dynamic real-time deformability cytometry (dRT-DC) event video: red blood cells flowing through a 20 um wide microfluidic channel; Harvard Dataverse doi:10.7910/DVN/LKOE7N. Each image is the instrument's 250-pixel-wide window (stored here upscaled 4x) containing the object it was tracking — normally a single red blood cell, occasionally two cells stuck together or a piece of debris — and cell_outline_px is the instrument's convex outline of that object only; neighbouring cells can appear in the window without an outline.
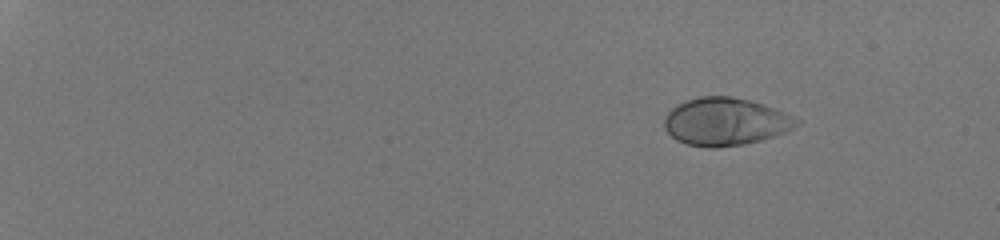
{"species": "human", "species_latin": "Homo sapiens", "temperature_condition": "room temperature", "stored_images_in_passage": 47, "camera_frame_rate_fps": 3000, "um_per_image_px": 0.085, "donor": {"sex": "male"}, "frame": {"image": 1, "passage_image": 1, "time_ms": 0.0, "image_size_px": [1000, 240], "cell_outline_px": [[800, 124], [784, 132], [760, 140], [744, 144], [716, 148], [708, 148], [684, 144], [676, 140], [664, 128], [664, 116], [672, 108], [688, 100], [700, 96], [728, 96], [748, 100], [764, 104], [784, 112], [800, 120]], "centroid_in_image_um": [61.64, 10.35], "position_along_channel_um": 23.4, "area_um2": 36.65}}
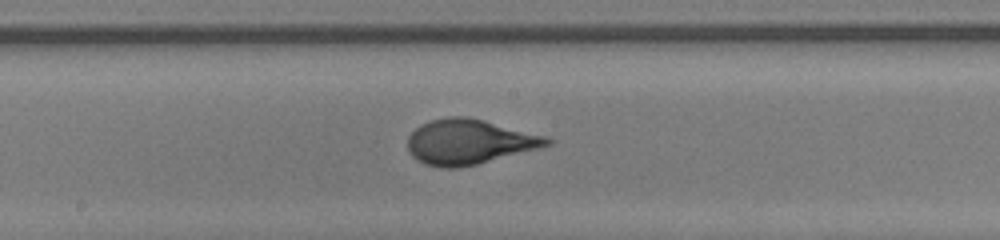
{"frame": {"image": 2, "passage_image": 27, "time_ms": 8.667, "image_size_px": [1000, 240], "cell_outline_px": [[556, 140], [552, 144], [476, 164], [456, 168], [440, 168], [424, 164], [416, 160], [408, 152], [408, 136], [420, 124], [428, 120], [448, 116], [468, 116], [548, 136]], "centroid_in_image_um": [39.85, 12.04], "position_along_channel_um": 208.3, "area_um2": 36.7}}
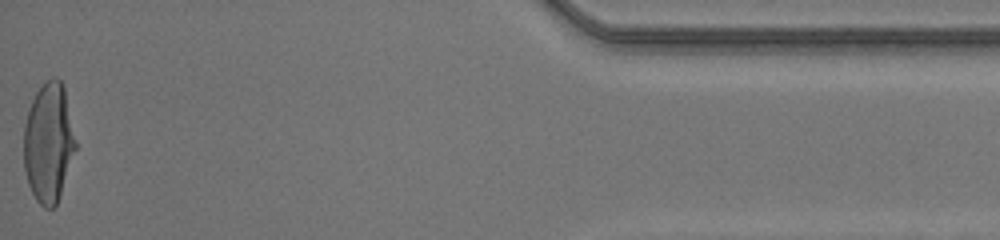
{"frame": {"image": 3, "passage_image": 47, "time_ms": 15.333, "image_size_px": [1000, 240], "cell_outline_px": [[76, 148], [56, 204], [52, 208], [44, 208], [36, 200], [28, 184], [24, 168], [24, 124], [28, 108], [36, 92], [52, 76], [56, 76], [60, 80], [64, 88], [76, 140]], "centroid_in_image_um": [4.11, 12.11], "position_along_channel_um": 431.1, "area_um2": 35.78}, "authors_computed_cell_mechanics": {"area_um2": 35.7782, "velocity_mm_per_s": 4.2228, "shape_relaxation_time_tau1_ms": 4.5037, "shape_relaxation_time_tau2_ms": null, "deformation_change_tau1": 0.2454, "deformation_change_tau2": null}}